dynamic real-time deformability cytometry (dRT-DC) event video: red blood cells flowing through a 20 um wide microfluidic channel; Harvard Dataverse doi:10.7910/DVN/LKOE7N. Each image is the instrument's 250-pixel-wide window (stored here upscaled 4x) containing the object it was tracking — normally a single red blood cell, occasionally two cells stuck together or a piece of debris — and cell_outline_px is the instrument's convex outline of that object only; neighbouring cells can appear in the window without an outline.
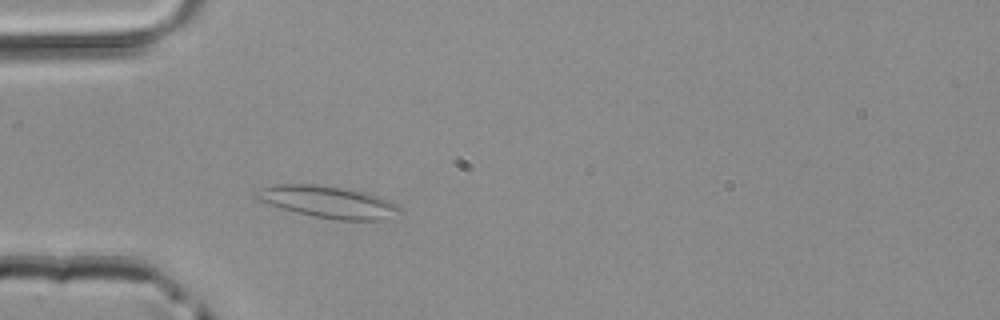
{"species": "common noctule bat (a hibernating species)", "species_latin": "Nyctalus noctula", "temperature_condition": "room temperature", "stored_images_in_passage": 42, "camera_frame_rate_fps": 3000, "um_per_image_px": 0.085, "animal": {"sex": "male", "body_mass_g": 20.4}, "frame": {"image": 1, "passage_image": 8, "time_ms": 2.333, "image_size_px": [1000, 320], "cell_outline_px": [[404, 212], [380, 220], [336, 220], [312, 216], [280, 208], [268, 204], [252, 196], [252, 192], [260, 188], [276, 184], [316, 184], [344, 188], [368, 192], [388, 200], [396, 204]], "centroid_in_image_um": [27.86, 17.16], "position_along_channel_um": 57.1, "area_um2": 26.93}}
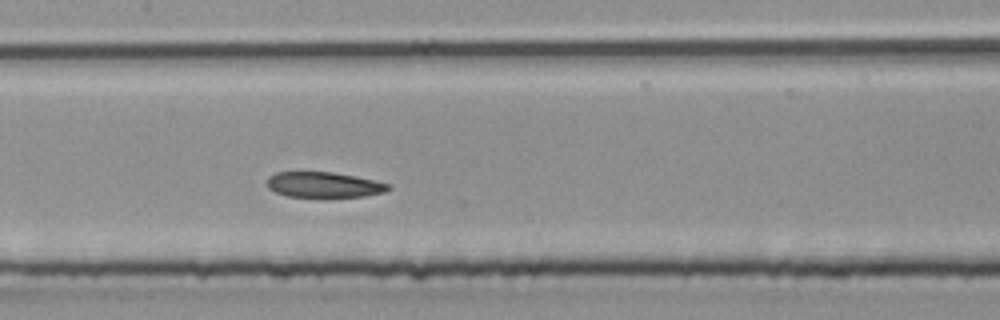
{"frame": {"image": 2, "passage_image": 17, "time_ms": 5.333, "image_size_px": [1000, 320], "cell_outline_px": [[392, 188], [384, 192], [364, 196], [288, 196], [276, 192], [268, 188], [268, 176], [276, 172], [332, 172], [356, 176], [392, 184]], "centroid_in_image_um": [27.56, 15.69], "position_along_channel_um": 179.8, "area_um2": 17.8}}
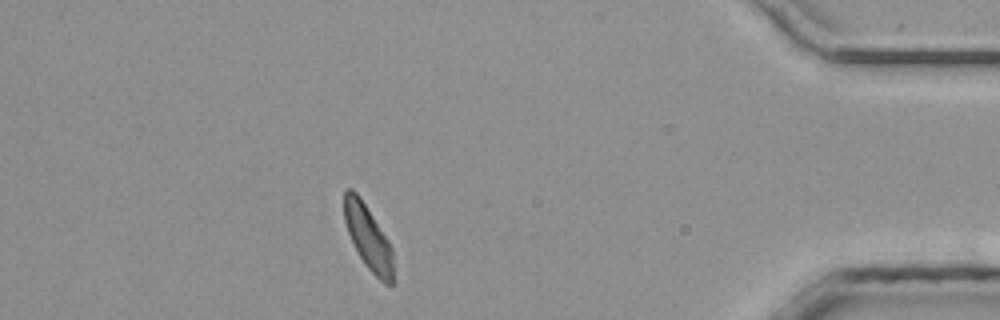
{"frame": {"image": 3, "passage_image": 36, "time_ms": 11.667, "image_size_px": [1000, 320], "cell_outline_px": [[396, 284], [384, 284], [368, 268], [360, 256], [348, 232], [344, 220], [344, 188], [352, 188], [356, 192], [388, 240], [392, 248], [396, 280]], "centroid_in_image_um": [31.34, 20.25], "position_along_channel_um": 403.9, "area_um2": 18.38}}